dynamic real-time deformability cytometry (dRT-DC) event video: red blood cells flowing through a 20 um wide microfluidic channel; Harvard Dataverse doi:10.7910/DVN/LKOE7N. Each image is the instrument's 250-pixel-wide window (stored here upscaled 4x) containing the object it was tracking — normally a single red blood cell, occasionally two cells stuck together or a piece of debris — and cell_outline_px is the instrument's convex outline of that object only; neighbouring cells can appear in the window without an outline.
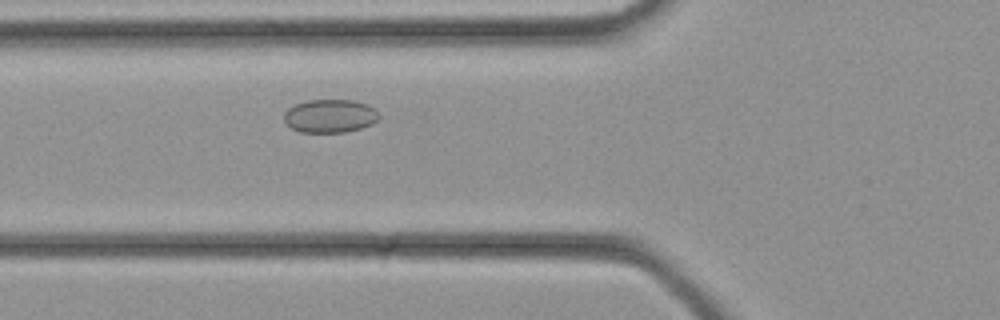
{"species": "common noctule bat (a hibernating species)", "species_latin": "Nyctalus noctula", "temperature_condition": "cold", "stored_images_in_passage": 26, "camera_frame_rate_fps": 3000, "um_per_image_px": 0.085, "animal": {"sex": "female", "body_mass_g": 21.9}, "frame": {"image": 1, "passage_image": 4, "time_ms": 1.0, "image_size_px": [1000, 320], "cell_outline_px": [[380, 116], [372, 124], [360, 128], [344, 132], [300, 132], [292, 128], [284, 120], [284, 112], [288, 108], [296, 104], [308, 100], [352, 100], [368, 104], [376, 108]], "centroid_in_image_um": [28.07, 9.85], "position_along_channel_um": 97.7, "area_um2": 18.44}}
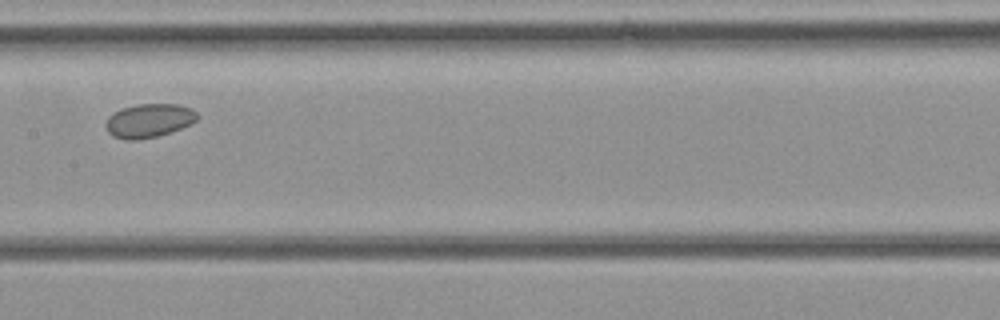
{"frame": {"image": 2, "passage_image": 9, "time_ms": 2.667, "image_size_px": [1000, 320], "cell_outline_px": [[200, 116], [192, 124], [156, 136], [136, 140], [124, 140], [112, 136], [108, 132], [104, 124], [108, 116], [112, 112], [120, 108], [136, 104], [180, 104], [192, 108]], "centroid_in_image_um": [12.63, 10.23], "position_along_channel_um": 194.8, "area_um2": 18.26}}
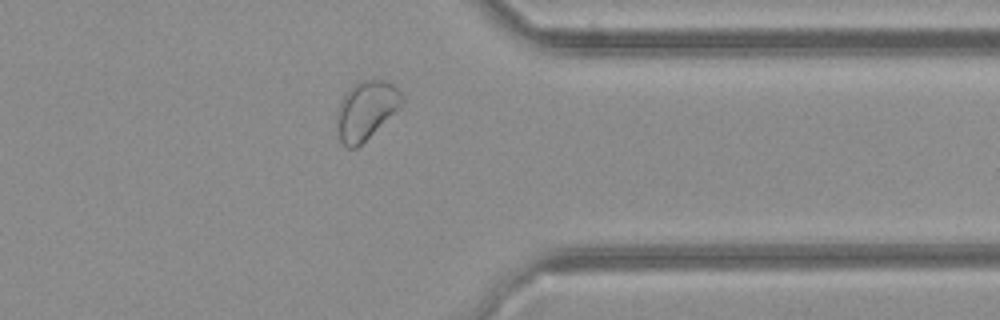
{"frame": {"image": 3, "passage_image": 19, "time_ms": 6.0, "image_size_px": [1000, 320], "cell_outline_px": [[404, 100], [400, 108], [356, 148], [348, 148], [340, 140], [336, 128], [336, 112], [348, 88], [352, 84], [360, 80], [384, 80], [392, 84], [400, 92]], "centroid_in_image_um": [31.09, 9.36], "position_along_channel_um": 380.3, "area_um2": 22.08}}